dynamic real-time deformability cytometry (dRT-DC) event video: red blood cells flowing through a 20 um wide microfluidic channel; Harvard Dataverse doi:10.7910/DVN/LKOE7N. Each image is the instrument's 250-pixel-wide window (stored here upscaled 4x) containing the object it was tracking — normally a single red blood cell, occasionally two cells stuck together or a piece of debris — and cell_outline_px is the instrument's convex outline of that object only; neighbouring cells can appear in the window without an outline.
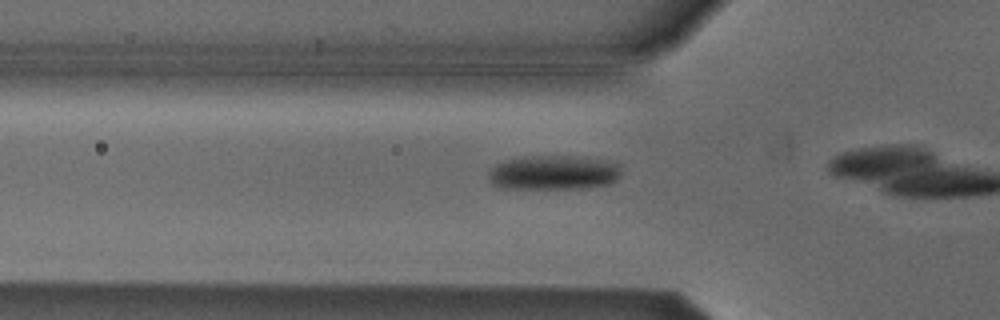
{"species": "Egyptian fruit bat (a non-hibernating species)", "species_latin": "Rousettus aegyptiacus", "temperature_condition": "cold", "stored_images_in_passage": 9, "camera_frame_rate_fps": 3000, "um_per_image_px": 0.085, "animal": {"sex": "male"}, "frame": {"image": 1, "passage_image": 4, "time_ms": 1.0, "image_size_px": [1000, 320], "cell_outline_px": [[620, 176], [616, 180], [608, 184], [576, 188], [500, 188], [492, 184], [488, 180], [488, 172], [496, 164], [516, 156], [580, 156], [604, 160], [620, 164]], "centroid_in_image_um": [47.02, 14.65], "position_along_channel_um": 78.8, "area_um2": 26.82}}
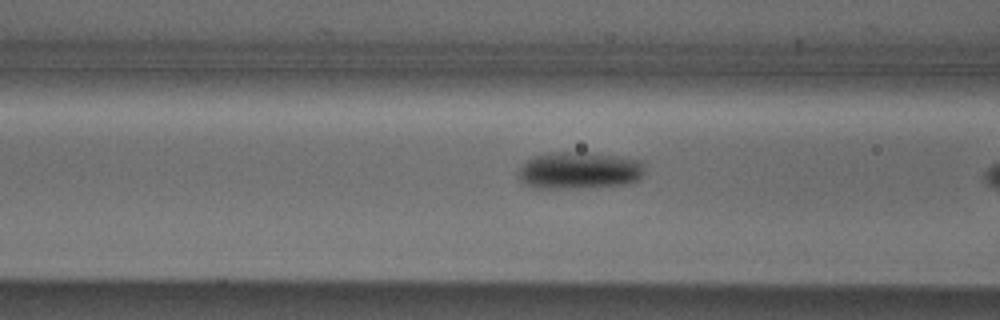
{"frame": {"image": 2, "passage_image": 7, "time_ms": 2.0, "image_size_px": [1000, 320], "cell_outline_px": [[644, 172], [640, 180], [628, 184], [560, 188], [532, 188], [524, 184], [516, 176], [516, 172], [532, 156], [548, 152], [584, 152], [616, 156], [640, 160], [644, 168]], "centroid_in_image_um": [49.19, 14.48], "position_along_channel_um": 117.4, "area_um2": 27.4}}